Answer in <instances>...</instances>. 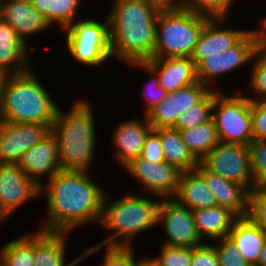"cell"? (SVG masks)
<instances>
[{"instance_id":"44dd1931","label":"cell","mask_w":266,"mask_h":266,"mask_svg":"<svg viewBox=\"0 0 266 266\" xmlns=\"http://www.w3.org/2000/svg\"><path fill=\"white\" fill-rule=\"evenodd\" d=\"M146 63L156 72L159 85L167 92H176L198 81L197 67L191 57L152 58Z\"/></svg>"},{"instance_id":"e0dca14e","label":"cell","mask_w":266,"mask_h":266,"mask_svg":"<svg viewBox=\"0 0 266 266\" xmlns=\"http://www.w3.org/2000/svg\"><path fill=\"white\" fill-rule=\"evenodd\" d=\"M17 165L29 179L41 187L44 183L43 178H46L47 182L61 170L55 137L50 133L41 142L24 152Z\"/></svg>"},{"instance_id":"4316f807","label":"cell","mask_w":266,"mask_h":266,"mask_svg":"<svg viewBox=\"0 0 266 266\" xmlns=\"http://www.w3.org/2000/svg\"><path fill=\"white\" fill-rule=\"evenodd\" d=\"M160 135L164 160L180 171H193L199 161L188 150L181 138L180 131L172 127L155 129Z\"/></svg>"},{"instance_id":"9c48e42d","label":"cell","mask_w":266,"mask_h":266,"mask_svg":"<svg viewBox=\"0 0 266 266\" xmlns=\"http://www.w3.org/2000/svg\"><path fill=\"white\" fill-rule=\"evenodd\" d=\"M208 171L253 189L250 146L219 142L199 161Z\"/></svg>"},{"instance_id":"7bdbcfd3","label":"cell","mask_w":266,"mask_h":266,"mask_svg":"<svg viewBox=\"0 0 266 266\" xmlns=\"http://www.w3.org/2000/svg\"><path fill=\"white\" fill-rule=\"evenodd\" d=\"M260 23V29H248L247 32L251 37L255 50L264 52L266 50V16L260 20Z\"/></svg>"},{"instance_id":"277c9868","label":"cell","mask_w":266,"mask_h":266,"mask_svg":"<svg viewBox=\"0 0 266 266\" xmlns=\"http://www.w3.org/2000/svg\"><path fill=\"white\" fill-rule=\"evenodd\" d=\"M68 111L59 107L51 126V134L57 142L60 169L91 172L97 147L94 109L91 102L78 99L72 102Z\"/></svg>"},{"instance_id":"c3c4849f","label":"cell","mask_w":266,"mask_h":266,"mask_svg":"<svg viewBox=\"0 0 266 266\" xmlns=\"http://www.w3.org/2000/svg\"><path fill=\"white\" fill-rule=\"evenodd\" d=\"M6 222V219L3 217V215L0 213V225L2 223Z\"/></svg>"},{"instance_id":"f546056e","label":"cell","mask_w":266,"mask_h":266,"mask_svg":"<svg viewBox=\"0 0 266 266\" xmlns=\"http://www.w3.org/2000/svg\"><path fill=\"white\" fill-rule=\"evenodd\" d=\"M1 266H35L34 232L18 236L0 250Z\"/></svg>"},{"instance_id":"2e32d148","label":"cell","mask_w":266,"mask_h":266,"mask_svg":"<svg viewBox=\"0 0 266 266\" xmlns=\"http://www.w3.org/2000/svg\"><path fill=\"white\" fill-rule=\"evenodd\" d=\"M227 20L229 19L213 17L204 24L191 55L196 67L207 57L233 47L247 33V27L238 30L224 27Z\"/></svg>"},{"instance_id":"7402d4cb","label":"cell","mask_w":266,"mask_h":266,"mask_svg":"<svg viewBox=\"0 0 266 266\" xmlns=\"http://www.w3.org/2000/svg\"><path fill=\"white\" fill-rule=\"evenodd\" d=\"M30 49L16 30L0 17V71L17 74L31 69Z\"/></svg>"},{"instance_id":"d6a6232c","label":"cell","mask_w":266,"mask_h":266,"mask_svg":"<svg viewBox=\"0 0 266 266\" xmlns=\"http://www.w3.org/2000/svg\"><path fill=\"white\" fill-rule=\"evenodd\" d=\"M250 80L247 86L255 92L253 96H247L251 101L266 99V54L262 51H256L252 62Z\"/></svg>"},{"instance_id":"ab89813d","label":"cell","mask_w":266,"mask_h":266,"mask_svg":"<svg viewBox=\"0 0 266 266\" xmlns=\"http://www.w3.org/2000/svg\"><path fill=\"white\" fill-rule=\"evenodd\" d=\"M191 266H220L213 243L191 248Z\"/></svg>"},{"instance_id":"7a4b0ae2","label":"cell","mask_w":266,"mask_h":266,"mask_svg":"<svg viewBox=\"0 0 266 266\" xmlns=\"http://www.w3.org/2000/svg\"><path fill=\"white\" fill-rule=\"evenodd\" d=\"M160 10L148 0H112L111 10L106 14L112 59L127 65L153 58Z\"/></svg>"},{"instance_id":"f35d334b","label":"cell","mask_w":266,"mask_h":266,"mask_svg":"<svg viewBox=\"0 0 266 266\" xmlns=\"http://www.w3.org/2000/svg\"><path fill=\"white\" fill-rule=\"evenodd\" d=\"M134 247L106 246L102 266H136L143 258L134 255Z\"/></svg>"},{"instance_id":"836d02e7","label":"cell","mask_w":266,"mask_h":266,"mask_svg":"<svg viewBox=\"0 0 266 266\" xmlns=\"http://www.w3.org/2000/svg\"><path fill=\"white\" fill-rule=\"evenodd\" d=\"M235 0H183L182 9L201 13L211 18H230V10Z\"/></svg>"},{"instance_id":"f6af8a7d","label":"cell","mask_w":266,"mask_h":266,"mask_svg":"<svg viewBox=\"0 0 266 266\" xmlns=\"http://www.w3.org/2000/svg\"><path fill=\"white\" fill-rule=\"evenodd\" d=\"M8 75L9 74L0 71V120H1V109H2V99H3V88Z\"/></svg>"},{"instance_id":"d6986e66","label":"cell","mask_w":266,"mask_h":266,"mask_svg":"<svg viewBox=\"0 0 266 266\" xmlns=\"http://www.w3.org/2000/svg\"><path fill=\"white\" fill-rule=\"evenodd\" d=\"M0 17L6 21L26 45L30 46L27 37L49 31L53 27L42 14L35 9L29 0H5L0 2Z\"/></svg>"},{"instance_id":"5b68a950","label":"cell","mask_w":266,"mask_h":266,"mask_svg":"<svg viewBox=\"0 0 266 266\" xmlns=\"http://www.w3.org/2000/svg\"><path fill=\"white\" fill-rule=\"evenodd\" d=\"M35 74L32 67L26 72L8 75L0 121L52 125L59 106Z\"/></svg>"},{"instance_id":"ba28073f","label":"cell","mask_w":266,"mask_h":266,"mask_svg":"<svg viewBox=\"0 0 266 266\" xmlns=\"http://www.w3.org/2000/svg\"><path fill=\"white\" fill-rule=\"evenodd\" d=\"M240 90L214 91L212 119L219 141L249 146L253 141L251 100Z\"/></svg>"},{"instance_id":"d590c367","label":"cell","mask_w":266,"mask_h":266,"mask_svg":"<svg viewBox=\"0 0 266 266\" xmlns=\"http://www.w3.org/2000/svg\"><path fill=\"white\" fill-rule=\"evenodd\" d=\"M249 146L253 188L266 186V139L253 140Z\"/></svg>"},{"instance_id":"8992f818","label":"cell","mask_w":266,"mask_h":266,"mask_svg":"<svg viewBox=\"0 0 266 266\" xmlns=\"http://www.w3.org/2000/svg\"><path fill=\"white\" fill-rule=\"evenodd\" d=\"M210 18L185 9L160 10L153 58L191 57L200 32Z\"/></svg>"},{"instance_id":"484cf974","label":"cell","mask_w":266,"mask_h":266,"mask_svg":"<svg viewBox=\"0 0 266 266\" xmlns=\"http://www.w3.org/2000/svg\"><path fill=\"white\" fill-rule=\"evenodd\" d=\"M192 215L202 240L207 238L211 242L227 237L234 222L238 219L232 211L219 205L192 210Z\"/></svg>"},{"instance_id":"3957f363","label":"cell","mask_w":266,"mask_h":266,"mask_svg":"<svg viewBox=\"0 0 266 266\" xmlns=\"http://www.w3.org/2000/svg\"><path fill=\"white\" fill-rule=\"evenodd\" d=\"M110 194H105L103 200V212L101 217V227L111 231V234L95 245L87 247L80 254L81 262L91 254L99 252L103 246L132 247V239L138 234L158 225V212L160 199L154 200L142 197L137 191L127 192L115 201ZM159 199V200H158Z\"/></svg>"},{"instance_id":"9a60e30c","label":"cell","mask_w":266,"mask_h":266,"mask_svg":"<svg viewBox=\"0 0 266 266\" xmlns=\"http://www.w3.org/2000/svg\"><path fill=\"white\" fill-rule=\"evenodd\" d=\"M212 90L200 81L168 93L166 98L154 107L147 118L153 129L173 127L177 118L193 105L201 102Z\"/></svg>"},{"instance_id":"30bf717a","label":"cell","mask_w":266,"mask_h":266,"mask_svg":"<svg viewBox=\"0 0 266 266\" xmlns=\"http://www.w3.org/2000/svg\"><path fill=\"white\" fill-rule=\"evenodd\" d=\"M161 224V225H160ZM158 225L165 233L164 245L196 247L204 244L194 223L192 210L173 198H162L158 212Z\"/></svg>"},{"instance_id":"6da1fadb","label":"cell","mask_w":266,"mask_h":266,"mask_svg":"<svg viewBox=\"0 0 266 266\" xmlns=\"http://www.w3.org/2000/svg\"><path fill=\"white\" fill-rule=\"evenodd\" d=\"M105 194L89 171H58L40 187V197H46L47 217L37 229L71 233L75 228L100 224Z\"/></svg>"},{"instance_id":"4fadbf2b","label":"cell","mask_w":266,"mask_h":266,"mask_svg":"<svg viewBox=\"0 0 266 266\" xmlns=\"http://www.w3.org/2000/svg\"><path fill=\"white\" fill-rule=\"evenodd\" d=\"M39 196L40 187L17 164L0 163V213L6 220Z\"/></svg>"},{"instance_id":"ffe728a7","label":"cell","mask_w":266,"mask_h":266,"mask_svg":"<svg viewBox=\"0 0 266 266\" xmlns=\"http://www.w3.org/2000/svg\"><path fill=\"white\" fill-rule=\"evenodd\" d=\"M195 170L213 192L217 205L232 211L238 218L248 216L250 191L245 186L208 171L200 162Z\"/></svg>"},{"instance_id":"cb8c5ba5","label":"cell","mask_w":266,"mask_h":266,"mask_svg":"<svg viewBox=\"0 0 266 266\" xmlns=\"http://www.w3.org/2000/svg\"><path fill=\"white\" fill-rule=\"evenodd\" d=\"M227 237L251 266L257 264L259 254L266 241L265 231L257 226L250 218L241 217L234 222Z\"/></svg>"},{"instance_id":"52a82bcc","label":"cell","mask_w":266,"mask_h":266,"mask_svg":"<svg viewBox=\"0 0 266 266\" xmlns=\"http://www.w3.org/2000/svg\"><path fill=\"white\" fill-rule=\"evenodd\" d=\"M102 21L80 19L63 30L67 51L79 65L96 68L112 60L109 19L105 16Z\"/></svg>"},{"instance_id":"83f0119b","label":"cell","mask_w":266,"mask_h":266,"mask_svg":"<svg viewBox=\"0 0 266 266\" xmlns=\"http://www.w3.org/2000/svg\"><path fill=\"white\" fill-rule=\"evenodd\" d=\"M31 5L39 11L46 21L53 26H60L63 31L77 21L82 0H29Z\"/></svg>"},{"instance_id":"7c38bea8","label":"cell","mask_w":266,"mask_h":266,"mask_svg":"<svg viewBox=\"0 0 266 266\" xmlns=\"http://www.w3.org/2000/svg\"><path fill=\"white\" fill-rule=\"evenodd\" d=\"M122 169L146 189L153 198H173L177 191L180 171L166 161L152 163L141 157L131 160ZM153 195V196H152Z\"/></svg>"},{"instance_id":"f1b7e54d","label":"cell","mask_w":266,"mask_h":266,"mask_svg":"<svg viewBox=\"0 0 266 266\" xmlns=\"http://www.w3.org/2000/svg\"><path fill=\"white\" fill-rule=\"evenodd\" d=\"M180 135L188 150L198 161L220 142L213 119L194 128L180 130Z\"/></svg>"},{"instance_id":"4dcf8cb0","label":"cell","mask_w":266,"mask_h":266,"mask_svg":"<svg viewBox=\"0 0 266 266\" xmlns=\"http://www.w3.org/2000/svg\"><path fill=\"white\" fill-rule=\"evenodd\" d=\"M214 104V90H212L201 102L185 110L172 127L177 130H187L202 125L212 119Z\"/></svg>"},{"instance_id":"1f68e13d","label":"cell","mask_w":266,"mask_h":266,"mask_svg":"<svg viewBox=\"0 0 266 266\" xmlns=\"http://www.w3.org/2000/svg\"><path fill=\"white\" fill-rule=\"evenodd\" d=\"M134 66L138 69H141L149 75V81L145 83L143 88V97L146 100L144 102L143 113L147 115L154 107L160 104L167 96V92L159 85V79L156 72L146 63V62H134L128 64Z\"/></svg>"},{"instance_id":"e575fe53","label":"cell","mask_w":266,"mask_h":266,"mask_svg":"<svg viewBox=\"0 0 266 266\" xmlns=\"http://www.w3.org/2000/svg\"><path fill=\"white\" fill-rule=\"evenodd\" d=\"M158 256H148L156 266H191V248L162 244Z\"/></svg>"},{"instance_id":"7dc6e473","label":"cell","mask_w":266,"mask_h":266,"mask_svg":"<svg viewBox=\"0 0 266 266\" xmlns=\"http://www.w3.org/2000/svg\"><path fill=\"white\" fill-rule=\"evenodd\" d=\"M136 266H156L152 260L147 256L143 255V258L136 264Z\"/></svg>"},{"instance_id":"74e56055","label":"cell","mask_w":266,"mask_h":266,"mask_svg":"<svg viewBox=\"0 0 266 266\" xmlns=\"http://www.w3.org/2000/svg\"><path fill=\"white\" fill-rule=\"evenodd\" d=\"M220 266H251L228 238L214 240Z\"/></svg>"},{"instance_id":"5bb4252c","label":"cell","mask_w":266,"mask_h":266,"mask_svg":"<svg viewBox=\"0 0 266 266\" xmlns=\"http://www.w3.org/2000/svg\"><path fill=\"white\" fill-rule=\"evenodd\" d=\"M51 126L0 121V163L17 164L24 152L51 133Z\"/></svg>"},{"instance_id":"b9f144b4","label":"cell","mask_w":266,"mask_h":266,"mask_svg":"<svg viewBox=\"0 0 266 266\" xmlns=\"http://www.w3.org/2000/svg\"><path fill=\"white\" fill-rule=\"evenodd\" d=\"M140 157L152 163L165 161L160 142V135L153 128L148 132L145 138Z\"/></svg>"},{"instance_id":"ac0fdd59","label":"cell","mask_w":266,"mask_h":266,"mask_svg":"<svg viewBox=\"0 0 266 266\" xmlns=\"http://www.w3.org/2000/svg\"><path fill=\"white\" fill-rule=\"evenodd\" d=\"M143 117L144 121L136 117L125 119L114 128L110 142L113 148L116 147L113 157L122 168L131 160L140 157L145 138L152 129L147 115L143 114Z\"/></svg>"},{"instance_id":"ee69618b","label":"cell","mask_w":266,"mask_h":266,"mask_svg":"<svg viewBox=\"0 0 266 266\" xmlns=\"http://www.w3.org/2000/svg\"><path fill=\"white\" fill-rule=\"evenodd\" d=\"M161 10L182 9L183 0H148Z\"/></svg>"},{"instance_id":"8fae6325","label":"cell","mask_w":266,"mask_h":266,"mask_svg":"<svg viewBox=\"0 0 266 266\" xmlns=\"http://www.w3.org/2000/svg\"><path fill=\"white\" fill-rule=\"evenodd\" d=\"M256 50L247 32L233 47L209 56L197 66V79L211 90L219 91L216 81L223 75L242 68L253 59Z\"/></svg>"},{"instance_id":"8d00e7d4","label":"cell","mask_w":266,"mask_h":266,"mask_svg":"<svg viewBox=\"0 0 266 266\" xmlns=\"http://www.w3.org/2000/svg\"><path fill=\"white\" fill-rule=\"evenodd\" d=\"M247 217L266 232V186H255L250 191Z\"/></svg>"},{"instance_id":"d4e9b609","label":"cell","mask_w":266,"mask_h":266,"mask_svg":"<svg viewBox=\"0 0 266 266\" xmlns=\"http://www.w3.org/2000/svg\"><path fill=\"white\" fill-rule=\"evenodd\" d=\"M173 199L190 210L217 205L213 192L208 188L204 178L196 170L181 173Z\"/></svg>"},{"instance_id":"603a6c76","label":"cell","mask_w":266,"mask_h":266,"mask_svg":"<svg viewBox=\"0 0 266 266\" xmlns=\"http://www.w3.org/2000/svg\"><path fill=\"white\" fill-rule=\"evenodd\" d=\"M69 232L34 231L35 266H79L80 255L69 264L66 262L67 235Z\"/></svg>"},{"instance_id":"60d3db41","label":"cell","mask_w":266,"mask_h":266,"mask_svg":"<svg viewBox=\"0 0 266 266\" xmlns=\"http://www.w3.org/2000/svg\"><path fill=\"white\" fill-rule=\"evenodd\" d=\"M253 140L266 139V99L251 101Z\"/></svg>"},{"instance_id":"bcb514c9","label":"cell","mask_w":266,"mask_h":266,"mask_svg":"<svg viewBox=\"0 0 266 266\" xmlns=\"http://www.w3.org/2000/svg\"><path fill=\"white\" fill-rule=\"evenodd\" d=\"M255 266H266V241L263 244L261 253L258 257V262Z\"/></svg>"}]
</instances>
